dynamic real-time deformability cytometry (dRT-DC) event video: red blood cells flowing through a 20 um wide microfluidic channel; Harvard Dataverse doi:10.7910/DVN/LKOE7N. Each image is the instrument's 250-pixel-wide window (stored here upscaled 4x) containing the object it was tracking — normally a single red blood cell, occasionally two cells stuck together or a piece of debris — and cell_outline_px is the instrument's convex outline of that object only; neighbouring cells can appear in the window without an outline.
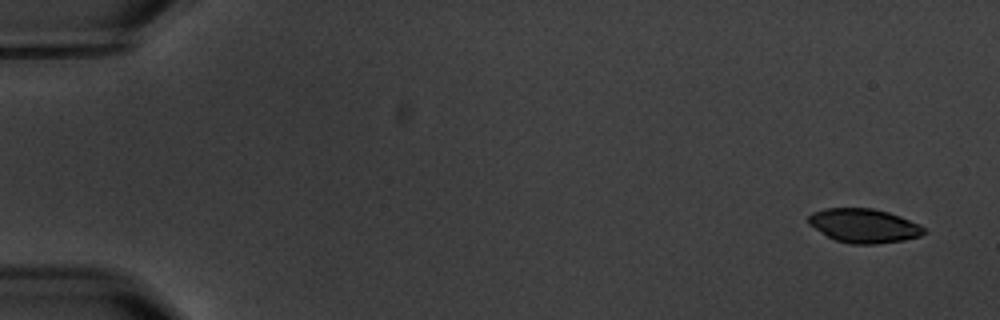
{"species": "common noctule bat (a hibernating species)", "species_latin": "Nyctalus noctula", "temperature_condition": "warm", "stored_images_in_passage": 5, "camera_frame_rate_fps": 3000, "um_per_image_px": 0.085, "animal": {"sex": "male", "body_mass_g": 20.1, "forearm_length_mm": 53.5}, "frame": {"image": 1, "passage_image": 1, "time_ms": 0.0, "image_size_px": [1000, 320], "cell_outline_px": [[928, 232], [920, 236], [904, 240], [876, 244], [852, 244], [836, 240], [828, 236], [808, 224], [808, 216], [812, 212], [824, 208], [872, 208], [888, 212], [900, 216], [920, 224]], "centroid_in_image_um": [73.45, 19.18], "position_along_channel_um": 11.6, "area_um2": 22.95}}
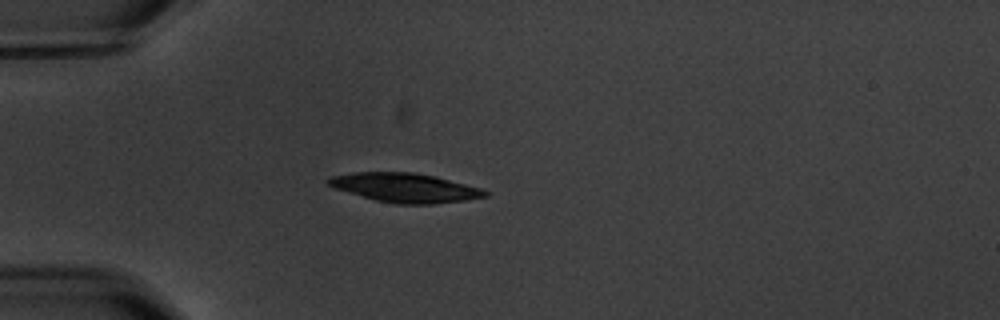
{"frame": {"image": 2, "passage_image": 5, "time_ms": 4.667, "image_size_px": [1000, 320], "cell_outline_px": [[488, 196], [464, 200], [432, 204], [396, 204], [376, 200], [332, 188], [324, 180], [332, 176], [352, 172], [412, 172], [436, 176], [480, 188], [488, 192]], "centroid_in_image_um": [34.38, 15.95], "position_along_channel_um": 50.6, "area_um2": 26.59}}